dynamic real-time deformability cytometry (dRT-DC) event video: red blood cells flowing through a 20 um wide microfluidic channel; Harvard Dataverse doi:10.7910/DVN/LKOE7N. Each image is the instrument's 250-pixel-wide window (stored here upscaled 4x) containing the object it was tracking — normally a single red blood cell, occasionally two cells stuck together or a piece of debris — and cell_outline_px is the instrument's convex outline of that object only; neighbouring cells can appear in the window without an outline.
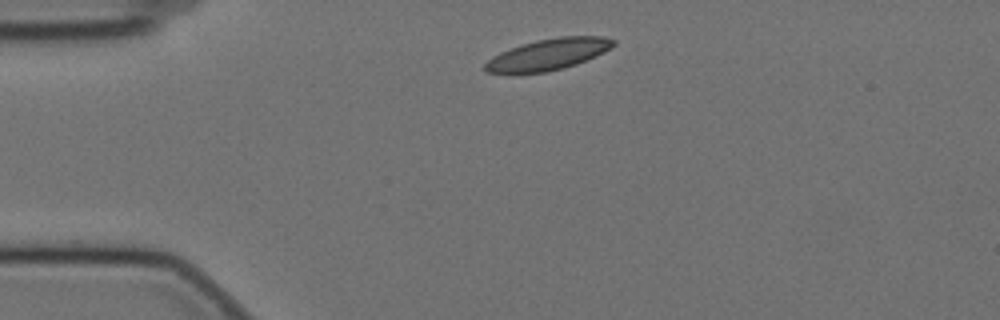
{"species": "Egyptian fruit bat (a non-hibernating species)", "species_latin": "Rousettus aegyptiacus", "temperature_condition": "cold", "stored_images_in_passage": 46, "camera_frame_rate_fps": 3000, "um_per_image_px": 0.085, "animal": {"sex": "female"}, "frame": {"image": 1, "passage_image": 1, "time_ms": 0.0, "image_size_px": [1000, 320], "cell_outline_px": [[616, 44], [612, 48], [596, 56], [576, 64], [564, 68], [548, 72], [484, 72], [484, 64], [492, 56], [500, 52], [536, 40], [560, 36], [604, 36], [616, 40]], "centroid_in_image_um": [46.66, 4.61], "position_along_channel_um": 38.3, "area_um2": 23.24}}
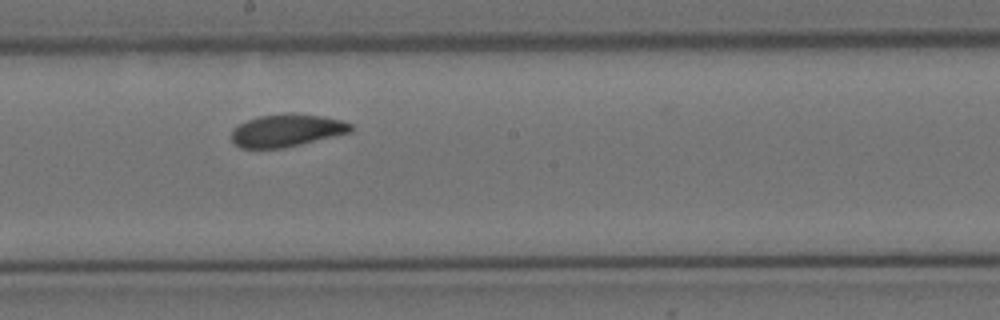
{"frame": {"image": 2, "passage_image": 20, "time_ms": 6.333, "image_size_px": [1000, 320], "cell_outline_px": [[356, 128], [352, 132], [284, 148], [240, 148], [232, 140], [232, 128], [248, 120], [260, 116], [324, 116], [340, 120], [352, 124]], "centroid_in_image_um": [24.4, 11.13], "position_along_channel_um": 223.8, "area_um2": 21.85}}
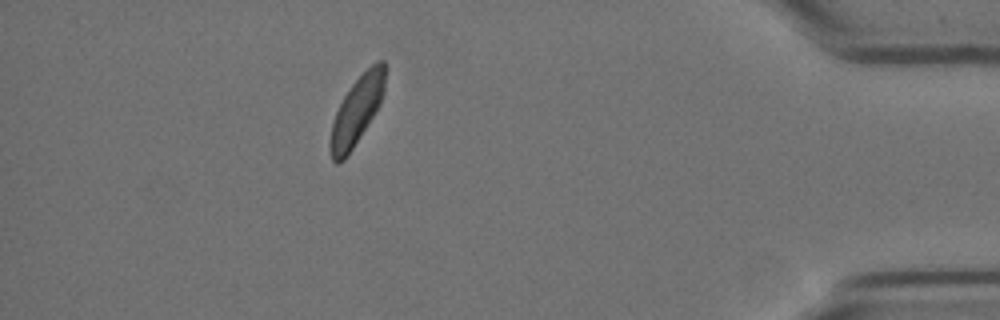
{"frame": {"image": 3, "passage_image": 40, "time_ms": 13.0, "image_size_px": [1000, 320], "cell_outline_px": [[388, 68], [384, 92], [380, 104], [348, 156], [340, 164], [336, 164], [332, 160], [328, 148], [328, 144], [332, 124], [336, 112], [344, 96], [352, 84], [376, 60], [384, 60]], "centroid_in_image_um": [30.34, 9.41], "position_along_channel_um": 404.9, "area_um2": 22.02}, "authors_computed_cell_mechanics": {"area_um2": 22.9466, "velocity_mm_per_s": 3.434, "shape_relaxation_time_tau1_ms": 6.2796, "shape_relaxation_time_tau2_ms": 2.6413, "deformation_change_tau1": 0.1114, "deformation_change_tau2": 0.0725}}